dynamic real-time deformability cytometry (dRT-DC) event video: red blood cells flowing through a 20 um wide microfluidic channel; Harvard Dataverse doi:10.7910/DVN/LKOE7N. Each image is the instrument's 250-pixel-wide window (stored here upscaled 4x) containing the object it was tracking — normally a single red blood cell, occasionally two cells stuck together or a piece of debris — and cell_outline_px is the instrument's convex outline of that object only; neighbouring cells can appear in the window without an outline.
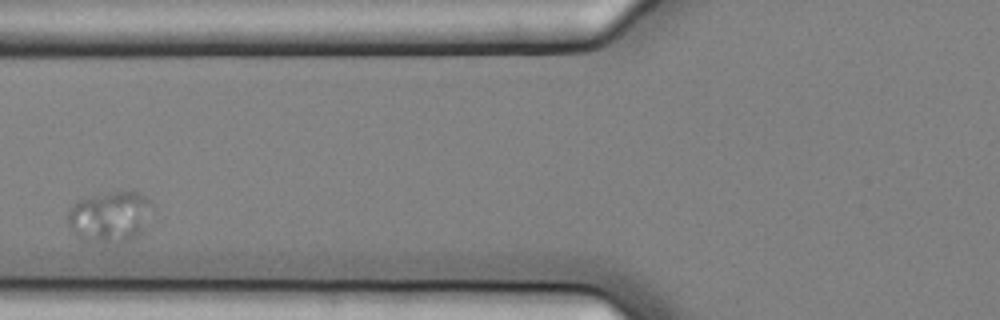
{"species": "common noctule bat (a hibernating species)", "species_latin": "Nyctalus noctula", "temperature_condition": "cold", "stored_images_in_passage": 4, "camera_frame_rate_fps": 3000, "um_per_image_px": 0.085, "animal": {"sex": "female", "body_mass_g": 25.1}, "frame": {"image": 1, "passage_image": 2, "time_ms": 0.333, "image_size_px": [1000, 320], "cell_outline_px": [[152, 208], [144, 232], [128, 240], [104, 244], [76, 236], [68, 224], [68, 212], [80, 200], [92, 196], [112, 192], [136, 192], [144, 196], [152, 204]], "centroid_in_image_um": [9.38, 18.44], "position_along_channel_um": 116.4, "area_um2": 24.68}}